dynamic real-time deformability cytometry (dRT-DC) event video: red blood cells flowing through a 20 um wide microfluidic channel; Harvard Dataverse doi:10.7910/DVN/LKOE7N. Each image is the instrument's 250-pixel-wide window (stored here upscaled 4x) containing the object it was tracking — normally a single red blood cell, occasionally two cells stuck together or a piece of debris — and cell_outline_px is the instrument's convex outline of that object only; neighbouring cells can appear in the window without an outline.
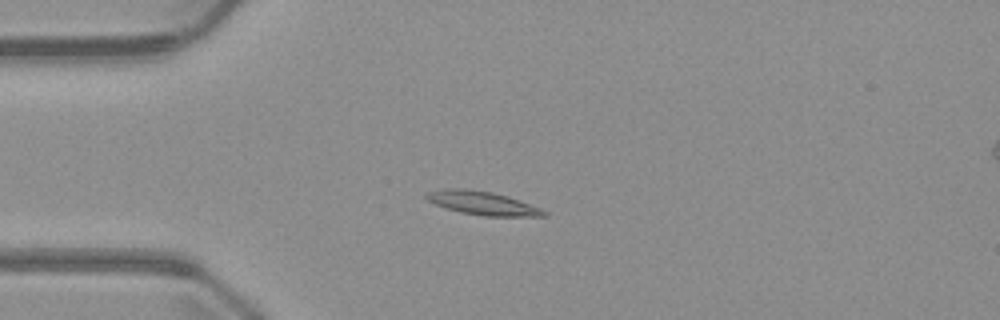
{"species": "common noctule bat (a hibernating species)", "species_latin": "Nyctalus noctula", "temperature_condition": "warm", "stored_images_in_passage": 4, "camera_frame_rate_fps": 3000, "um_per_image_px": 0.085, "animal": {"sex": "male", "body_mass_g": 23.1, "forearm_length_mm": 52.7}, "frame": {"image": 1, "passage_image": 3, "time_ms": 2.667, "image_size_px": [1000, 320], "cell_outline_px": [[548, 216], [484, 216], [460, 212], [436, 204], [428, 200], [424, 196], [424, 192], [448, 188], [464, 188], [492, 192], [508, 196], [540, 208], [548, 212]], "centroid_in_image_um": [41.0, 17.26], "position_along_channel_um": 44.0, "area_um2": 16.07}}